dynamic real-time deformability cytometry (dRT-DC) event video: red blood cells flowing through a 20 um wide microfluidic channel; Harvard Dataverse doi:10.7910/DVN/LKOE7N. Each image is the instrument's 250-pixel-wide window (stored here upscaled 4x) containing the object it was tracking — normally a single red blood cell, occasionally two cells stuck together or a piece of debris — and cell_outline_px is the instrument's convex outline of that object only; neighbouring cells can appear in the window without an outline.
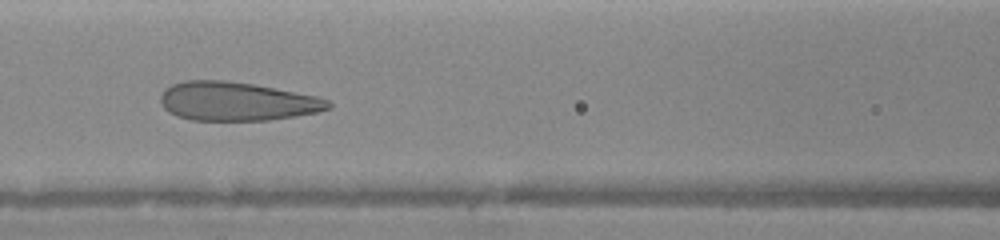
{"species": "human", "species_latin": "Homo sapiens", "temperature_condition": "warm", "stored_images_in_passage": 11, "camera_frame_rate_fps": 3000, "um_per_image_px": 0.085, "donor": {"sex": "female"}, "frame": {"image": 1, "passage_image": 10, "time_ms": 6.667, "image_size_px": [1000, 240], "cell_outline_px": [[332, 108], [316, 112], [296, 116], [268, 120], [192, 120], [176, 116], [168, 112], [164, 108], [160, 100], [160, 96], [164, 88], [172, 84], [184, 80], [224, 80], [252, 84], [316, 96], [328, 100], [332, 104]], "centroid_in_image_um": [20.09, 8.62], "position_along_channel_um": 146.5, "area_um2": 37.86}}